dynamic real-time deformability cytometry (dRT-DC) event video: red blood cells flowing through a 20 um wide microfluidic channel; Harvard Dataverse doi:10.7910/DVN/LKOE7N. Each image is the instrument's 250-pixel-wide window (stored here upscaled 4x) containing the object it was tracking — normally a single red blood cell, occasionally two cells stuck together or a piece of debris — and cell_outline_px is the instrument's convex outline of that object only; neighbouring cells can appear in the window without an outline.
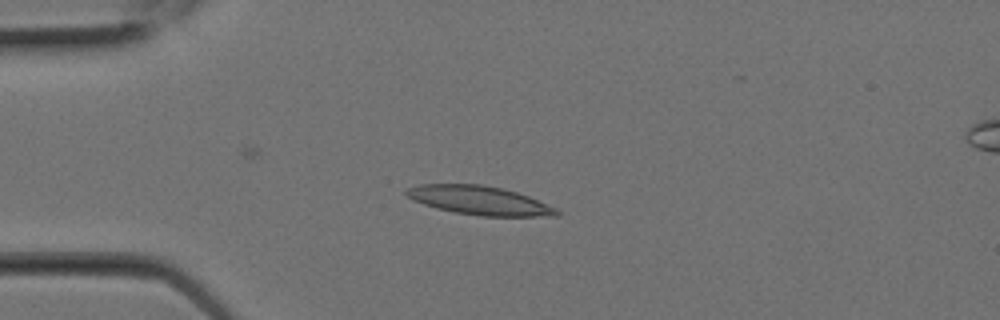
{"species": "Egyptian fruit bat (a non-hibernating species)", "species_latin": "Rousettus aegyptiacus", "temperature_condition": "room temperature", "stored_images_in_passage": 4, "camera_frame_rate_fps": 3000, "um_per_image_px": 0.085, "animal": {"sex": "female"}, "frame": {"image": 1, "passage_image": 3, "time_ms": 0.667, "image_size_px": [1000, 320], "cell_outline_px": [[560, 216], [480, 216], [456, 212], [436, 208], [412, 200], [404, 192], [408, 188], [420, 184], [480, 184], [500, 188], [516, 192], [528, 196], [556, 208], [560, 212]], "centroid_in_image_um": [40.75, 17.04], "position_along_channel_um": 44.3, "area_um2": 25.03}}